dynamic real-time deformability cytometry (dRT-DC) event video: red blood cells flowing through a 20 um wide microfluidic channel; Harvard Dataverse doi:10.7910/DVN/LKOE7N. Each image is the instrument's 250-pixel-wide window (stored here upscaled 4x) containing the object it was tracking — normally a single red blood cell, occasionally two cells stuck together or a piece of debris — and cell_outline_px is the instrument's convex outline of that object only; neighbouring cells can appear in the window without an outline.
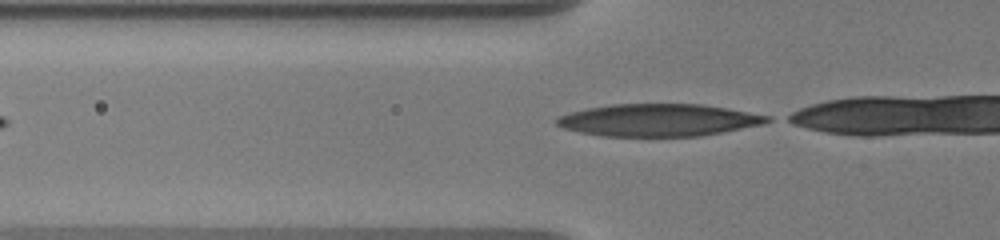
{"species": "human", "species_latin": "Homo sapiens", "temperature_condition": "warm", "stored_images_in_passage": 5, "segment_of_instrument_passage": [2, 2], "camera_frame_rate_fps": 3000, "um_per_image_px": 0.085, "donor": {"sex": "male"}, "frame": {"image": 1, "passage_image": 5, "time_ms": 4.667, "image_size_px": [1000, 240], "cell_outline_px": [[772, 120], [764, 124], [700, 136], [600, 136], [580, 132], [564, 128], [556, 124], [556, 116], [588, 108], [612, 104], [704, 104], [728, 108], [772, 116]], "centroid_in_image_um": [56.0, 10.2], "position_along_channel_um": 69.8, "area_um2": 39.71}}